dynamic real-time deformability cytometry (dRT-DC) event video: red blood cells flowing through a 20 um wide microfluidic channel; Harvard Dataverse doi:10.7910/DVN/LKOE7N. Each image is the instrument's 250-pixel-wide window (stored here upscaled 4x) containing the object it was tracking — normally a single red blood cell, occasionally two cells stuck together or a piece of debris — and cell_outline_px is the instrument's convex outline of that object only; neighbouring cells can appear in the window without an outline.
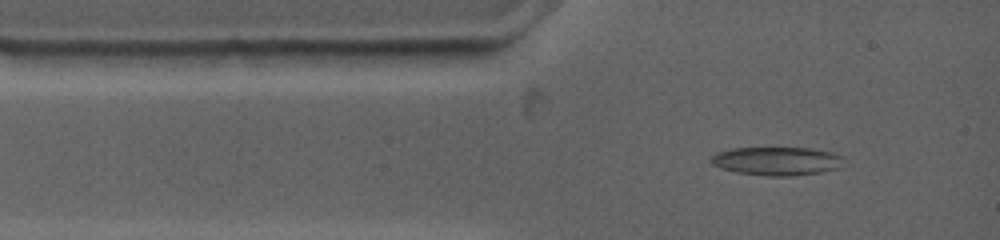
{"species": "common noctule bat (a hibernating species)", "species_latin": "Nyctalus noctula", "temperature_condition": "warm", "stored_images_in_passage": 69, "camera_frame_rate_fps": 4500, "um_per_image_px": 0.085, "animal": {"sex": "female", "body_mass_g": 19.0, "forearm_length_mm": 53.3}, "frame": {"image": 1, "passage_image": 4, "time_ms": 0.889, "image_size_px": [1000, 240], "cell_outline_px": [[840, 156], [836, 168], [824, 172], [792, 176], [768, 176], [736, 172], [720, 168], [712, 164], [712, 156], [716, 152], [732, 148], [808, 148], [828, 152]], "centroid_in_image_um": [65.93, 13.7], "position_along_channel_um": 19.1, "area_um2": 21.56}}
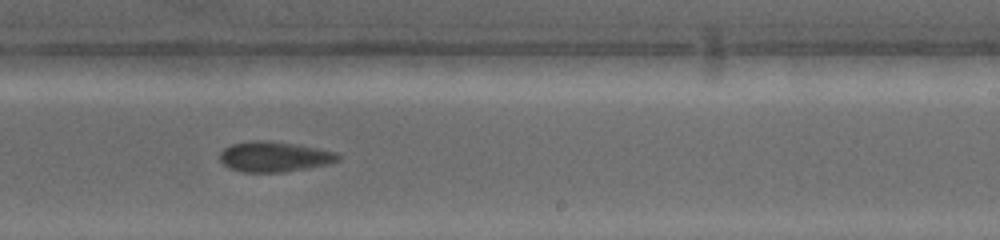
{"frame": {"image": 2, "passage_image": 32, "time_ms": 8.0, "image_size_px": [1000, 240], "cell_outline_px": [[340, 160], [308, 168], [284, 172], [244, 172], [228, 168], [220, 160], [220, 152], [224, 148], [232, 144], [256, 140], [268, 140], [296, 144], [336, 152], [340, 156]], "centroid_in_image_um": [23.29, 13.32], "position_along_channel_um": 265.7, "area_um2": 20.75}}
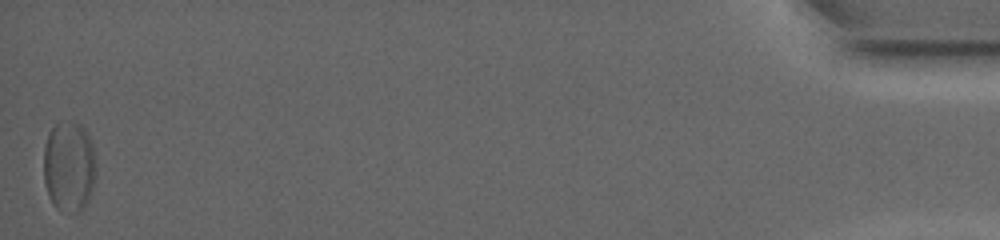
{"frame": {"image": 3, "passage_image": 68, "time_ms": 16.889, "image_size_px": [1000, 240], "cell_outline_px": [[96, 180], [84, 212], [60, 212], [56, 208], [48, 196], [44, 180], [44, 148], [48, 132], [56, 124], [80, 124], [84, 128], [92, 144], [96, 164]], "centroid_in_image_um": [5.89, 14.24], "position_along_channel_um": 429.3, "area_um2": 28.03}, "authors_computed_cell_mechanics": {"area_um2": 21.5594, "velocity_mm_per_s": 3.7021, "shape_relaxation_time_tau1_ms": null, "shape_relaxation_time_tau2_ms": 2.6837, "deformation_change_tau1": null, "deformation_change_tau2": 0.0593}}